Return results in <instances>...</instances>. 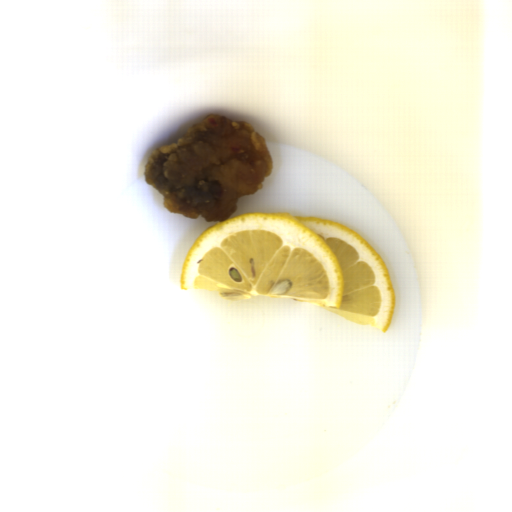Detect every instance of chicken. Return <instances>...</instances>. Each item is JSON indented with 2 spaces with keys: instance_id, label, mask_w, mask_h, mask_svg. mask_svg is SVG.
Segmentation results:
<instances>
[{
  "instance_id": "ae283196",
  "label": "chicken",
  "mask_w": 512,
  "mask_h": 512,
  "mask_svg": "<svg viewBox=\"0 0 512 512\" xmlns=\"http://www.w3.org/2000/svg\"><path fill=\"white\" fill-rule=\"evenodd\" d=\"M272 169L267 140L250 123L208 113L176 142L157 147L143 174L169 212L211 222L232 216Z\"/></svg>"
}]
</instances>
